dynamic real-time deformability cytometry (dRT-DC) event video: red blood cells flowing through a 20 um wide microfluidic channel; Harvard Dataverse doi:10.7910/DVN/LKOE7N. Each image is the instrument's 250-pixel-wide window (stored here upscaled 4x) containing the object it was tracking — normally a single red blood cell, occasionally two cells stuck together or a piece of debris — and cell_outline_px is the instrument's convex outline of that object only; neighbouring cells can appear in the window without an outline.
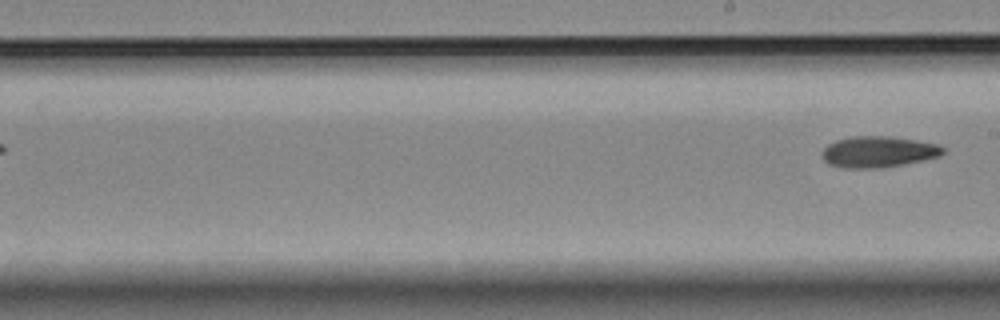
{"species": "Egyptian fruit bat (a non-hibernating species)", "species_latin": "Rousettus aegyptiacus", "temperature_condition": "room temperature", "stored_images_in_passage": 8, "segment_of_instrument_passage": [2, 2], "camera_frame_rate_fps": 3000, "um_per_image_px": 0.085, "animal": {"sex": "female"}, "frame": {"image": 1, "passage_image": 8, "time_ms": 9.0, "image_size_px": [1000, 320], "cell_outline_px": [[944, 152], [940, 156], [904, 164], [880, 168], [840, 168], [828, 164], [820, 156], [820, 152], [828, 144], [836, 140], [852, 136], [892, 136], [940, 144], [944, 148]], "centroid_in_image_um": [74.62, 12.9], "position_along_channel_um": 214.4, "area_um2": 22.25}}